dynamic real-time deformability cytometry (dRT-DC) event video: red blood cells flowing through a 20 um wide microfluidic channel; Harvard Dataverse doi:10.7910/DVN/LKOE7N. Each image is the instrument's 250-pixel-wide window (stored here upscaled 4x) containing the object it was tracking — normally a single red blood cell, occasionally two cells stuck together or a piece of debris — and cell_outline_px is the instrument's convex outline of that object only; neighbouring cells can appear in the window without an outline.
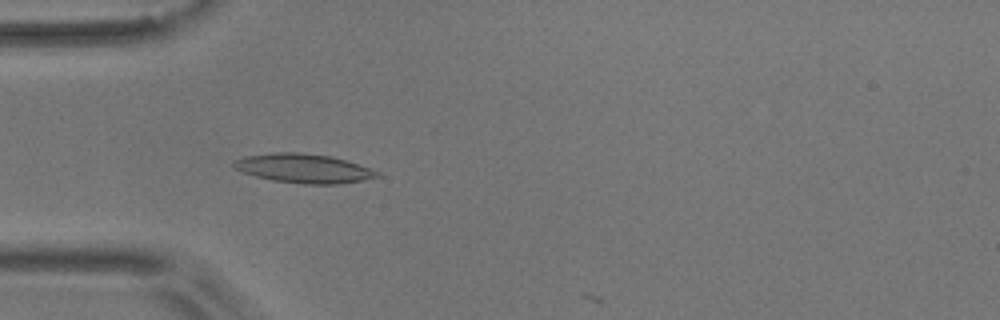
{"species": "common noctule bat (a hibernating species)", "species_latin": "Nyctalus noctula", "temperature_condition": "room temperature", "stored_images_in_passage": 12, "camera_frame_rate_fps": 3000, "um_per_image_px": 0.085, "animal": {"sex": "male", "body_mass_g": 17.9}, "frame": {"image": 1, "passage_image": 11, "time_ms": 3.333, "image_size_px": [1000, 320], "cell_outline_px": [[380, 176], [360, 180], [336, 184], [304, 184], [272, 180], [256, 176], [244, 172], [236, 168], [232, 164], [232, 160], [244, 156], [272, 152], [300, 152], [332, 156], [380, 172]], "centroid_in_image_um": [25.76, 14.3], "position_along_channel_um": 59.2, "area_um2": 24.1}}